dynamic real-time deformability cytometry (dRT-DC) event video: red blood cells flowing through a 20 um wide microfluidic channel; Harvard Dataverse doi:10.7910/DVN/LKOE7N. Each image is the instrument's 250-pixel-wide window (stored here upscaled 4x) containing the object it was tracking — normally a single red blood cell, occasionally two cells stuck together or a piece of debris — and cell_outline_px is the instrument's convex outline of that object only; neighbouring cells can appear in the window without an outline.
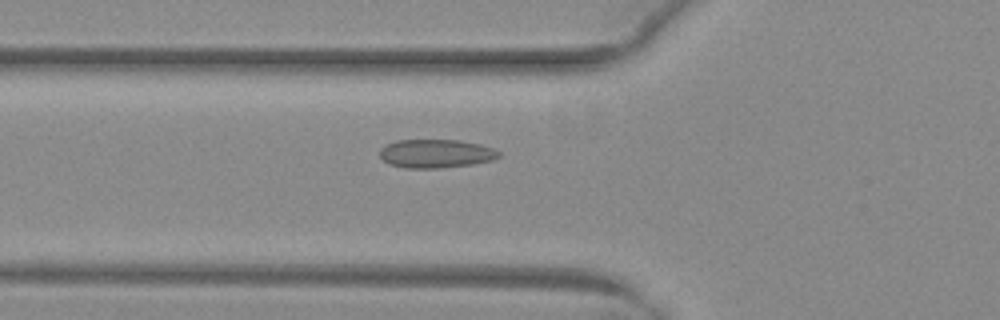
{"species": "common noctule bat (a hibernating species)", "species_latin": "Nyctalus noctula", "temperature_condition": "warm", "stored_images_in_passage": 40, "camera_frame_rate_fps": 3000, "um_per_image_px": 0.085, "animal": {"sex": "female", "body_mass_g": 29.2, "forearm_length_mm": 56.3}, "frame": {"image": 1, "passage_image": 8, "time_ms": 2.333, "image_size_px": [1000, 320], "cell_outline_px": [[500, 156], [492, 160], [472, 164], [440, 168], [404, 168], [388, 164], [380, 156], [380, 148], [396, 140], [460, 140], [480, 144], [492, 148], [500, 152]], "centroid_in_image_um": [37.04, 13.06], "position_along_channel_um": 88.8, "area_um2": 19.83}}
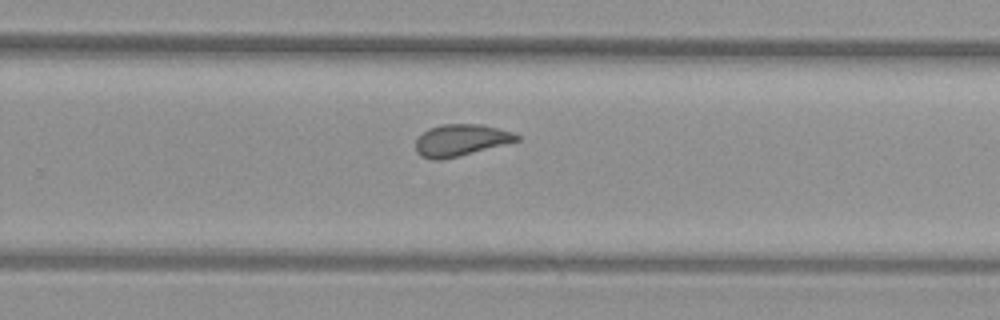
{"frame": {"image": 2, "passage_image": 23, "time_ms": 7.333, "image_size_px": [1000, 320], "cell_outline_px": [[520, 140], [440, 160], [432, 160], [420, 156], [416, 152], [416, 140], [428, 128], [444, 124], [480, 124], [512, 132], [520, 136]], "centroid_in_image_um": [39.13, 11.91], "position_along_channel_um": 290.7, "area_um2": 18.32}}
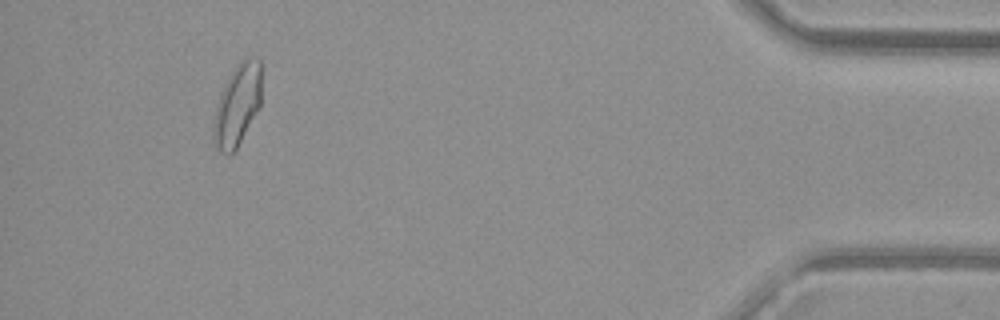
{"frame": {"image": 3, "passage_image": 37, "time_ms": 12.0, "image_size_px": [1000, 320], "cell_outline_px": [[260, 108], [236, 148], [228, 156], [220, 152], [216, 148], [212, 132], [216, 108], [220, 92], [232, 68], [240, 60], [252, 56], [260, 60]], "centroid_in_image_um": [20.16, 8.91], "position_along_channel_um": 415.0, "area_um2": 22.89}, "authors_computed_cell_mechanics": {"area_um2": 19.3341, "velocity_mm_per_s": 4.0382, "shape_relaxation_time_tau1_ms": null, "shape_relaxation_time_tau2_ms": 1.1087, "deformation_change_tau1": null, "deformation_change_tau2": 0.071}}